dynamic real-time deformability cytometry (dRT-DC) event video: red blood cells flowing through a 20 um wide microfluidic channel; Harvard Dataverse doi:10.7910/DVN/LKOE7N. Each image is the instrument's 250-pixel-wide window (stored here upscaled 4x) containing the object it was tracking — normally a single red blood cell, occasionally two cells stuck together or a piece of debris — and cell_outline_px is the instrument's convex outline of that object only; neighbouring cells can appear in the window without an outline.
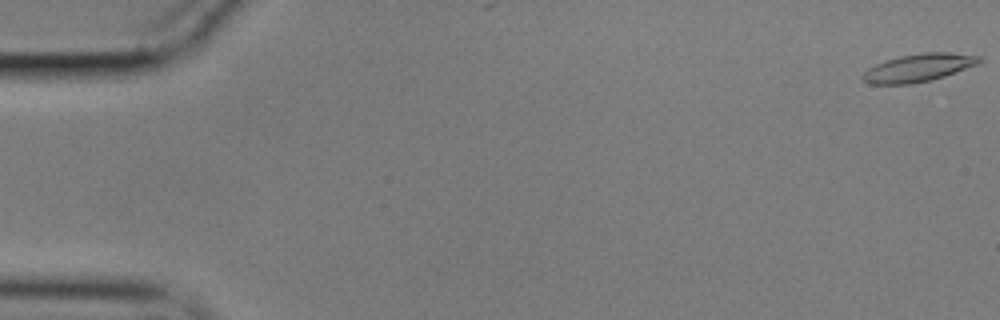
{"species": "common noctule bat (a hibernating species)", "species_latin": "Nyctalus noctula", "temperature_condition": "cold", "stored_images_in_passage": 5, "camera_frame_rate_fps": 3000, "um_per_image_px": 0.085, "animal": {"sex": "male", "body_mass_g": 17.9}, "frame": {"image": 1, "passage_image": 1, "time_ms": 0.0, "image_size_px": [1000, 320], "cell_outline_px": [[984, 60], [976, 64], [944, 76], [932, 80], [912, 84], [868, 84], [860, 76], [868, 68], [876, 64], [900, 56], [924, 52], [948, 52], [980, 56]], "centroid_in_image_um": [78.05, 5.76], "position_along_channel_um": 6.9, "area_um2": 18.79}}